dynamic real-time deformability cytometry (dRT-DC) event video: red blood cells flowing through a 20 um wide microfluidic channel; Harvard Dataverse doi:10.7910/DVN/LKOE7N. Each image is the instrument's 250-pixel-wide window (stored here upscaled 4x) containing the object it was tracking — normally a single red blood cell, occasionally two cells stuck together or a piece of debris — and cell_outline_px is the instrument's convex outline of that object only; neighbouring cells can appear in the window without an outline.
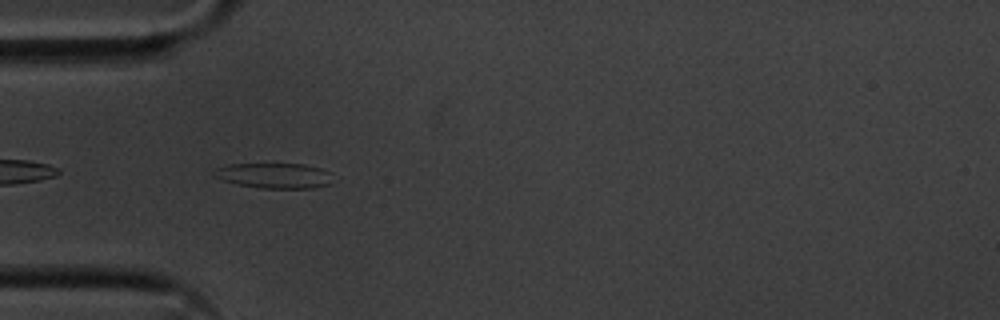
{"species": "common noctule bat (a hibernating species)", "species_latin": "Nyctalus noctula", "temperature_condition": "cold", "stored_images_in_passage": 41, "camera_frame_rate_fps": 3000, "um_per_image_px": 0.085, "animal": {"sex": "male", "body_mass_g": 20.1, "forearm_length_mm": 53.5}, "frame": {"image": 1, "passage_image": 3, "time_ms": 0.667, "image_size_px": [1000, 320], "cell_outline_px": [[332, 184], [312, 188], [260, 188], [240, 184], [224, 180], [212, 176], [212, 172], [216, 168], [228, 164], [304, 164], [320, 168], [328, 172]], "centroid_in_image_um": [23.29, 14.92], "position_along_channel_um": 61.7, "area_um2": 17.34}}
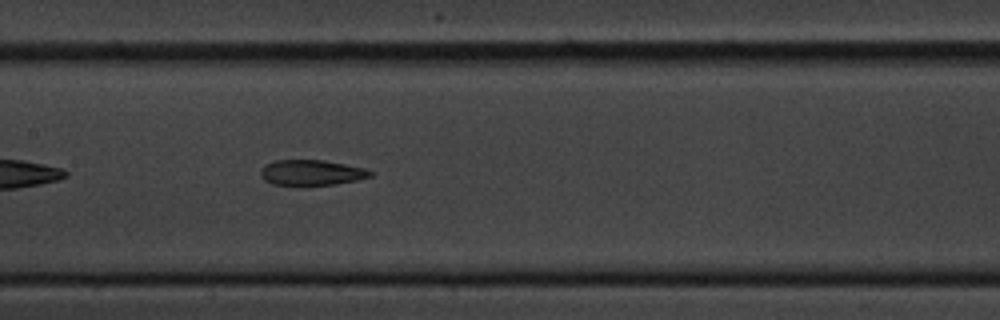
{"frame": {"image": 2, "passage_image": 13, "time_ms": 4.0, "image_size_px": [1000, 320], "cell_outline_px": [[372, 176], [356, 180], [332, 184], [272, 184], [264, 180], [260, 176], [260, 172], [264, 164], [276, 160], [324, 160], [364, 168], [372, 172]], "centroid_in_image_um": [26.44, 14.65], "position_along_channel_um": 181.0, "area_um2": 15.95}}
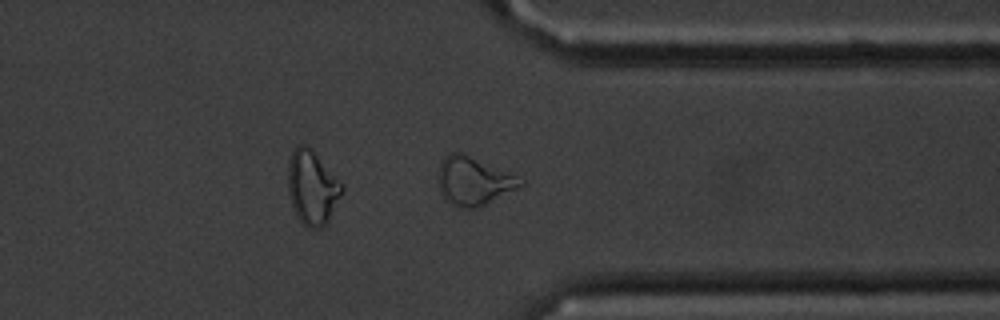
{"frame": {"image": 3, "passage_image": 29, "time_ms": 9.333, "image_size_px": [1000, 320], "cell_outline_px": [[524, 184], [476, 208], [460, 208], [452, 204], [440, 192], [440, 164], [444, 156], [452, 152], [460, 152], [524, 180]], "centroid_in_image_um": [40.22, 15.39], "position_along_channel_um": 371.2, "area_um2": 22.02}, "authors_computed_cell_mechanics": {"area_um2": 17.34, "velocity_mm_per_s": 3.6008, "shape_relaxation_time_tau1_ms": null, "shape_relaxation_time_tau2_ms": 3.778, "deformation_change_tau1": null, "deformation_change_tau2": 0.1346}}